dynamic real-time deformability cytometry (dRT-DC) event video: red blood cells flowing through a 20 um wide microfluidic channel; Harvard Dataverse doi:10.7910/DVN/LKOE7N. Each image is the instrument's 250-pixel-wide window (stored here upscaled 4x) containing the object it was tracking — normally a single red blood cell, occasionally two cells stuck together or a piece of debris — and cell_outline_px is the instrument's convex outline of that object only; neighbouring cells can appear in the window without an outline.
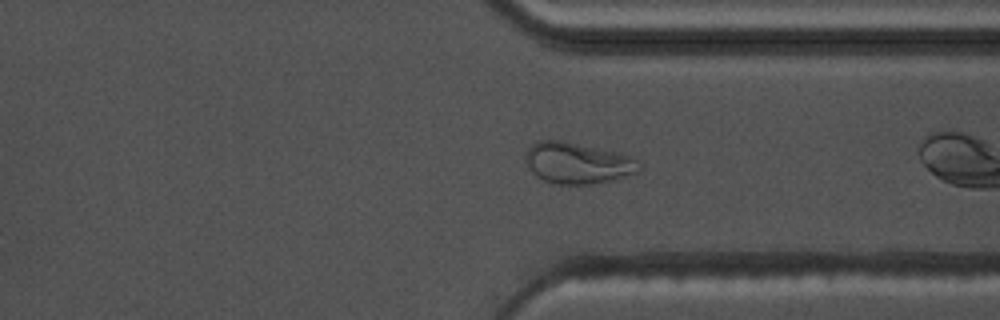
{"species": "common noctule bat (a hibernating species)", "species_latin": "Nyctalus noctula", "temperature_condition": "warm", "stored_images_in_passage": 27, "camera_frame_rate_fps": 3000, "um_per_image_px": 0.085, "animal": {"sex": "male", "body_mass_g": 17.5, "forearm_length_mm": 52.3}, "frame": {"image": 1, "passage_image": 23, "time_ms": 7.333, "image_size_px": [1000, 320], "cell_outline_px": [[640, 172], [612, 180], [592, 184], [556, 184], [544, 180], [536, 176], [532, 172], [524, 156], [528, 148], [536, 140], [560, 140], [632, 156], [640, 160]], "centroid_in_image_um": [49.1, 13.86], "position_along_channel_um": 362.3, "area_um2": 27.22}}